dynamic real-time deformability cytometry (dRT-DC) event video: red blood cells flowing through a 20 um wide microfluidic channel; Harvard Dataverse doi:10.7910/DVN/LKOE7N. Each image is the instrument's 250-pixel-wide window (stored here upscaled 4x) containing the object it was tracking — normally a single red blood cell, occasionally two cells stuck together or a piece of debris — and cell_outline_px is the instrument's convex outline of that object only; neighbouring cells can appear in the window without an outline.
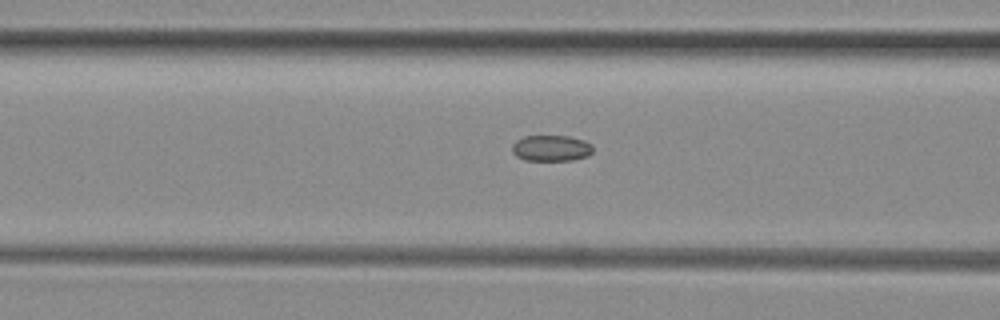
{"species": "common noctule bat (a hibernating species)", "species_latin": "Nyctalus noctula", "temperature_condition": "room temperature", "stored_images_in_passage": 16, "camera_frame_rate_fps": 3000, "um_per_image_px": 0.085, "animal": {"sex": "female", "body_mass_g": 29.2, "forearm_length_mm": 56.3}, "frame": {"image": 1, "passage_image": 14, "time_ms": 4.333, "image_size_px": [1000, 320], "cell_outline_px": [[592, 152], [588, 156], [572, 160], [524, 160], [516, 156], [512, 152], [512, 144], [516, 140], [524, 136], [568, 136], [584, 140], [592, 144]], "centroid_in_image_um": [46.84, 12.59], "position_along_channel_um": 119.8, "area_um2": 12.31}}